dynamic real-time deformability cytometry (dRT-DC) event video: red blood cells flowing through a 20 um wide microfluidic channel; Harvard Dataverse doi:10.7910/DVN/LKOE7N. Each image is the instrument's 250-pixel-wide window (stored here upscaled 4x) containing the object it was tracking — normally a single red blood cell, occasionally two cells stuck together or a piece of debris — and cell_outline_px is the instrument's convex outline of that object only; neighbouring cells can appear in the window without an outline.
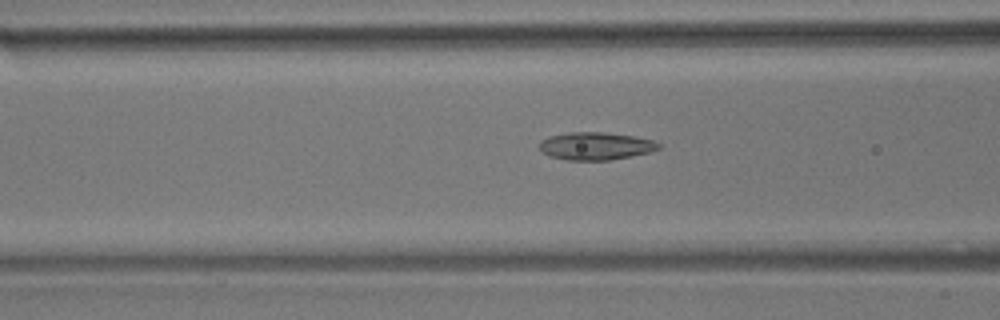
{"species": "common noctule bat (a hibernating species)", "species_latin": "Nyctalus noctula", "temperature_condition": "room temperature", "stored_images_in_passage": 40, "camera_frame_rate_fps": 3000, "um_per_image_px": 0.085, "animal": {"sex": "male", "body_mass_g": 17.9}, "frame": {"image": 1, "passage_image": 8, "time_ms": 2.333, "image_size_px": [1000, 320], "cell_outline_px": [[660, 148], [648, 152], [632, 156], [608, 160], [568, 160], [548, 156], [540, 148], [540, 140], [548, 136], [568, 132], [604, 132], [636, 136], [652, 140], [660, 144]], "centroid_in_image_um": [50.61, 12.4], "position_along_channel_um": 116.0, "area_um2": 19.25}}
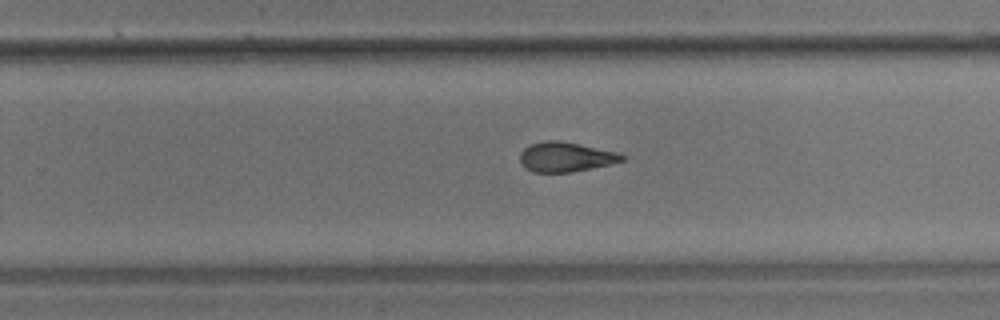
{"frame": {"image": 2, "passage_image": 22, "time_ms": 7.0, "image_size_px": [1000, 320], "cell_outline_px": [[624, 160], [608, 164], [568, 172], [532, 172], [524, 168], [520, 160], [520, 152], [528, 144], [544, 140], [560, 140], [580, 144], [616, 152], [624, 156]], "centroid_in_image_um": [47.99, 13.32], "position_along_channel_um": 281.8, "area_um2": 17.51}}
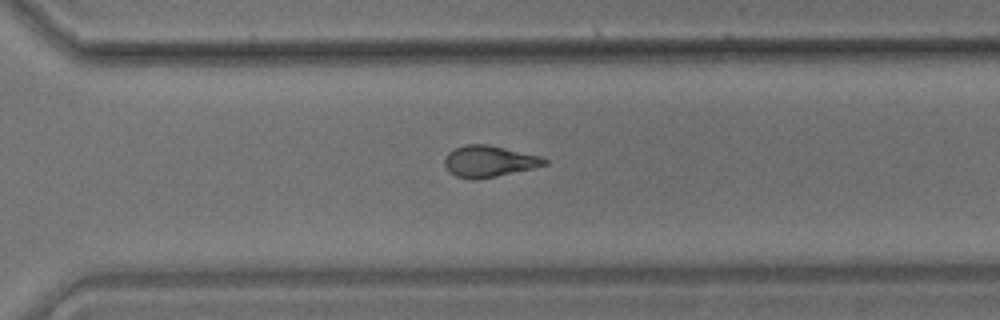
{"frame": {"image": 3, "passage_image": 26, "time_ms": 8.333, "image_size_px": [1000, 320], "cell_outline_px": [[548, 164], [532, 168], [496, 176], [476, 180], [472, 180], [456, 176], [448, 172], [444, 164], [444, 160], [448, 152], [464, 144], [488, 144], [540, 156], [548, 160]], "centroid_in_image_um": [41.53, 13.71], "position_along_channel_um": 329.1, "area_um2": 18.26}, "authors_computed_cell_mechanics": {"area_um2": 18.0625, "velocity_mm_per_s": 3.5558, "shape_relaxation_time_tau1_ms": 10.0511, "shape_relaxation_time_tau2_ms": 2.9082, "deformation_change_tau1": 0.232, "deformation_change_tau2": 0.1083}}